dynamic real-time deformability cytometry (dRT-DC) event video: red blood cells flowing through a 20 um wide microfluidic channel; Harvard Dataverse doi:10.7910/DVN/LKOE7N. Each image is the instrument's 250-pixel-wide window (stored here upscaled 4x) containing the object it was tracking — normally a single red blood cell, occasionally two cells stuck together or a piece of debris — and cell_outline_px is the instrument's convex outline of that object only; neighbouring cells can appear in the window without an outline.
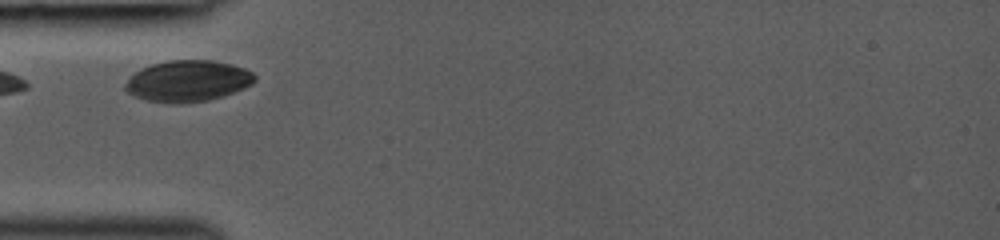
{"species": "common noctule bat (a hibernating species)", "species_latin": "Nyctalus noctula", "temperature_condition": "room temperature", "stored_images_in_passage": 19, "camera_frame_rate_fps": 3000, "um_per_image_px": 0.085, "animal": {"sex": "female", "body_mass_g": 19.0, "forearm_length_mm": 53.3}, "frame": {"image": 1, "passage_image": 1, "time_ms": 0.0, "image_size_px": [1000, 240], "cell_outline_px": [[256, 80], [252, 84], [244, 88], [224, 96], [208, 100], [180, 104], [172, 104], [144, 100], [128, 92], [124, 88], [124, 84], [136, 72], [152, 64], [168, 60], [212, 60], [232, 64], [244, 68], [252, 72], [256, 76]], "centroid_in_image_um": [15.99, 6.9], "position_along_channel_um": 69.0, "area_um2": 31.21}}